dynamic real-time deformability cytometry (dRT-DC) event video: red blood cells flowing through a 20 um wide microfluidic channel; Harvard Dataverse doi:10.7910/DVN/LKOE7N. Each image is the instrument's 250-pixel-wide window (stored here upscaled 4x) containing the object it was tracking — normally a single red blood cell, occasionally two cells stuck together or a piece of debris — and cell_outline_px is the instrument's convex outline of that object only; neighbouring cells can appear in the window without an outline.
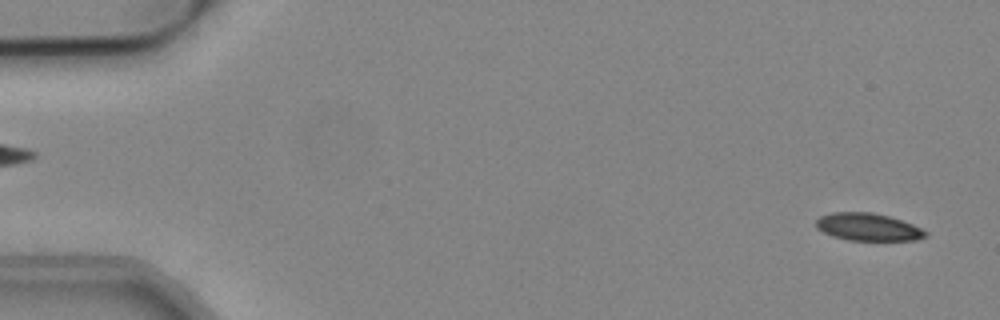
{"species": "common noctule bat (a hibernating species)", "species_latin": "Nyctalus noctula", "temperature_condition": "cold", "stored_images_in_passage": 54, "segment_of_instrument_passage": [1, 2], "camera_frame_rate_fps": 3000, "um_per_image_px": 0.085, "animal": {"sex": "male", "body_mass_g": 19.2, "forearm_length_mm": 51.8}, "frame": {"image": 1, "passage_image": 2, "time_ms": 0.333, "image_size_px": [1000, 320], "cell_outline_px": [[928, 236], [916, 240], [848, 240], [832, 236], [816, 228], [816, 220], [820, 216], [832, 212], [872, 212], [888, 216], [912, 224], [928, 232]], "centroid_in_image_um": [73.77, 19.29], "position_along_channel_um": 11.2, "area_um2": 17.51}}
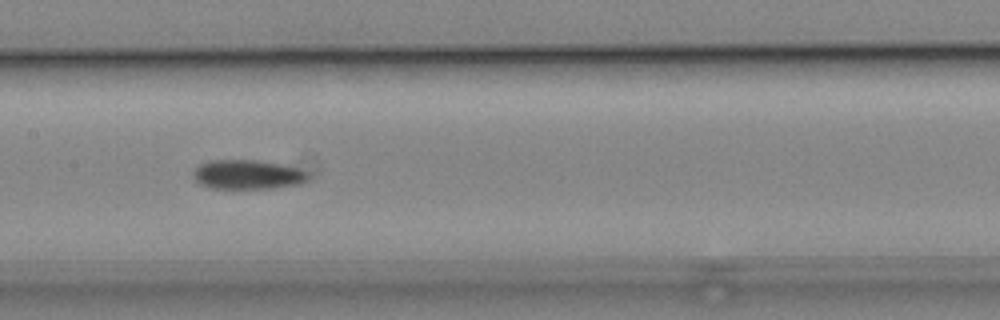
{"frame": {"image": 2, "passage_image": 26, "time_ms": 8.333, "image_size_px": [1000, 320], "cell_outline_px": [[308, 176], [300, 184], [272, 188], [212, 188], [200, 184], [196, 180], [192, 172], [200, 164], [208, 160], [256, 160], [280, 164], [296, 168], [308, 172]], "centroid_in_image_um": [21.01, 14.83], "position_along_channel_um": 186.4, "area_um2": 19.42}}
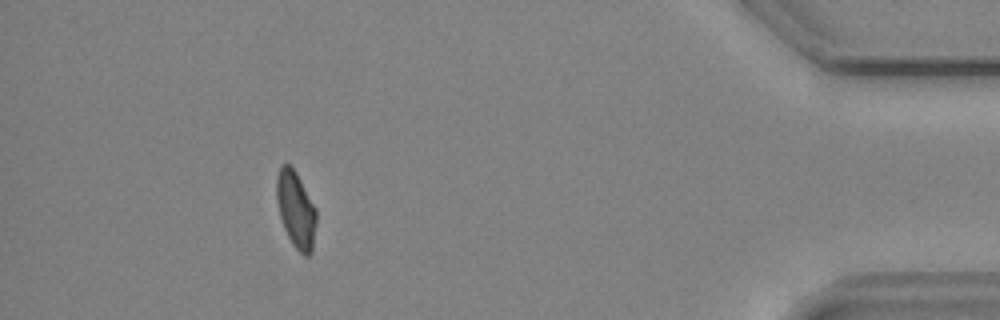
{"frame": {"image": 3, "passage_image": 48, "time_ms": 15.667, "image_size_px": [1000, 320], "cell_outline_px": [[316, 224], [312, 252], [308, 256], [304, 256], [292, 244], [284, 228], [280, 216], [276, 200], [276, 176], [280, 168], [284, 164], [288, 164], [296, 172], [316, 208]], "centroid_in_image_um": [25.15, 17.83], "position_along_channel_um": 410.1, "area_um2": 17.69}}